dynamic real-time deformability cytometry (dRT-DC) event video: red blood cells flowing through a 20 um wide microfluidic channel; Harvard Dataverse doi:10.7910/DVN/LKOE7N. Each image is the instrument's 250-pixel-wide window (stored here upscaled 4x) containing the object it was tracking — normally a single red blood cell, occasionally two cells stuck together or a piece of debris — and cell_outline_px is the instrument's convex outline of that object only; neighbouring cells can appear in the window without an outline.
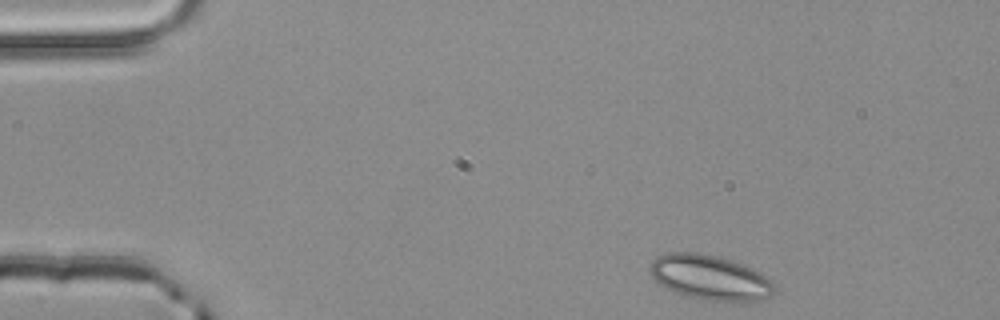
{"species": "common noctule bat (a hibernating species)", "species_latin": "Nyctalus noctula", "temperature_condition": "room temperature", "stored_images_in_passage": 3, "camera_frame_rate_fps": 3000, "um_per_image_px": 0.085, "animal": {"sex": "male", "body_mass_g": 20.4}, "frame": {"image": 1, "passage_image": 1, "time_ms": 0.0, "image_size_px": [1000, 320], "cell_outline_px": [[776, 292], [772, 296], [760, 300], [708, 300], [684, 296], [664, 288], [652, 276], [648, 268], [652, 260], [656, 256], [668, 252], [696, 252], [716, 256], [732, 260], [752, 268], [760, 272], [772, 280], [776, 288]], "centroid_in_image_um": [60.34, 23.57], "position_along_channel_um": 24.7, "area_um2": 32.71}}